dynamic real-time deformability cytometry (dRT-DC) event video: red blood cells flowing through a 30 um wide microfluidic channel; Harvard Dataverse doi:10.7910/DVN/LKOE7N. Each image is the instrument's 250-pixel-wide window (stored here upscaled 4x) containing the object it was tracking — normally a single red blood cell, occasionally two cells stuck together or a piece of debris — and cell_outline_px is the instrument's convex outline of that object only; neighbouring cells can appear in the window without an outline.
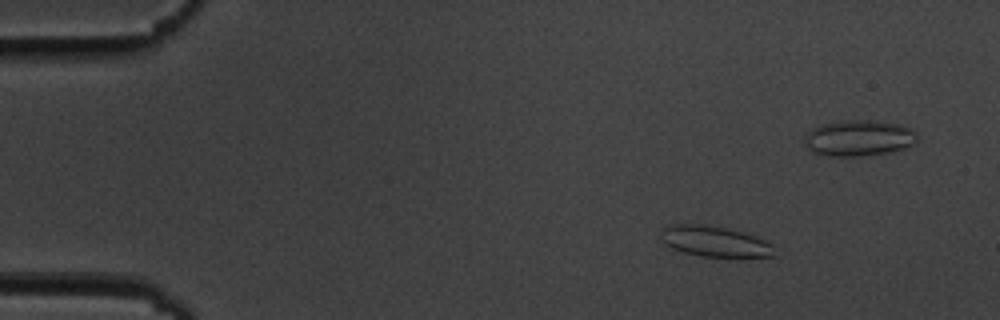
{"species": "common noctule bat (a hibernating species)", "species_latin": "Nyctalus noctula", "temperature_condition": "cold", "stored_images_in_passage": 57, "camera_frame_rate_fps": 3000, "um_per_image_px": 0.085, "animal": {"sex": "male", "body_mass_g": 19.5, "forearm_length_mm": 54.6}, "frame": {"image": 1, "passage_image": 8, "time_ms": 2.333, "image_size_px": [1000, 320], "cell_outline_px": [[776, 256], [700, 256], [684, 252], [672, 248], [664, 244], [660, 236], [664, 228], [668, 224], [704, 224], [724, 228], [756, 236], [764, 240], [768, 244]], "centroid_in_image_um": [60.65, 20.5], "position_along_channel_um": 24.3, "area_um2": 19.77}}
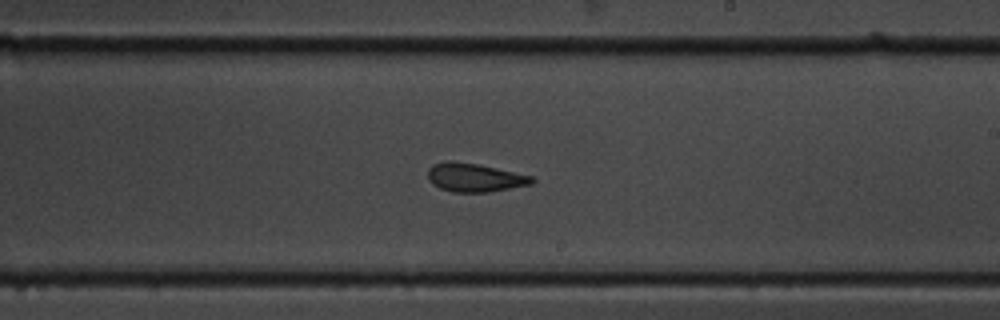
{"frame": {"image": 2, "passage_image": 33, "time_ms": 10.667, "image_size_px": [1000, 320], "cell_outline_px": [[536, 180], [532, 184], [488, 192], [452, 192], [440, 188], [432, 184], [428, 180], [428, 168], [432, 164], [444, 160], [452, 160], [476, 164], [496, 168], [532, 176]], "centroid_in_image_um": [40.3, 15.08], "position_along_channel_um": 248.7, "area_um2": 17.4}}
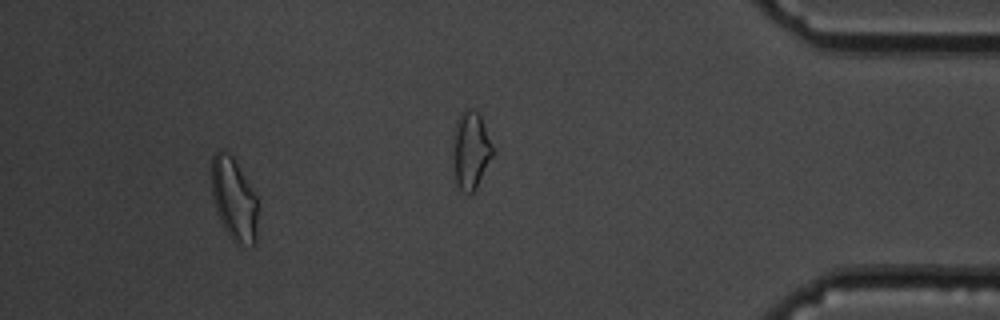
{"frame": {"image": 3, "passage_image": 52, "time_ms": 17.0, "image_size_px": [1000, 320], "cell_outline_px": [[256, 244], [236, 244], [228, 236], [216, 212], [212, 196], [212, 156], [216, 152], [228, 152], [236, 160], [256, 196]], "centroid_in_image_um": [19.87, 16.94], "position_along_channel_um": 415.3, "area_um2": 22.08}, "authors_computed_cell_mechanics": {"area_um2": 18.8428, "velocity_mm_per_s": 3.6088, "shape_relaxation_time_tau1_ms": null, "shape_relaxation_time_tau2_ms": 2.2408, "deformation_change_tau1": null, "deformation_change_tau2": 0.088}}